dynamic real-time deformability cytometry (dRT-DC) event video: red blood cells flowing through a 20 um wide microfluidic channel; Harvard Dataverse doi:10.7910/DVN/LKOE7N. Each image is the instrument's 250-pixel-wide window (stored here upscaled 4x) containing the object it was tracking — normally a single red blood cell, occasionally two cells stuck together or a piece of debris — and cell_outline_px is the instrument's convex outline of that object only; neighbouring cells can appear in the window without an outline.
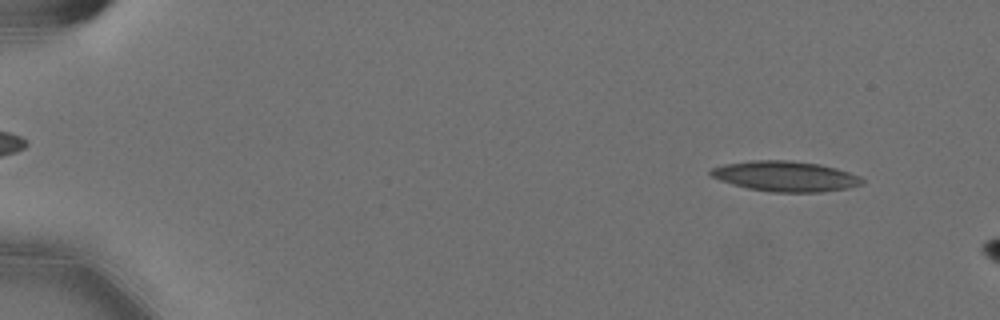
{"species": "Egyptian fruit bat (a non-hibernating species)", "species_latin": "Rousettus aegyptiacus", "temperature_condition": "cold", "stored_images_in_passage": 11, "camera_frame_rate_fps": 3000, "um_per_image_px": 0.085, "animal": {"sex": "female"}, "frame": {"image": 1, "passage_image": 5, "time_ms": 1.333, "image_size_px": [1000, 320], "cell_outline_px": [[864, 184], [848, 188], [820, 192], [772, 192], [748, 188], [732, 184], [720, 180], [712, 176], [708, 172], [712, 168], [724, 164], [752, 160], [792, 160], [820, 164], [836, 168], [860, 176], [864, 180]], "centroid_in_image_um": [66.78, 14.98], "position_along_channel_um": 18.2, "area_um2": 26.82}}